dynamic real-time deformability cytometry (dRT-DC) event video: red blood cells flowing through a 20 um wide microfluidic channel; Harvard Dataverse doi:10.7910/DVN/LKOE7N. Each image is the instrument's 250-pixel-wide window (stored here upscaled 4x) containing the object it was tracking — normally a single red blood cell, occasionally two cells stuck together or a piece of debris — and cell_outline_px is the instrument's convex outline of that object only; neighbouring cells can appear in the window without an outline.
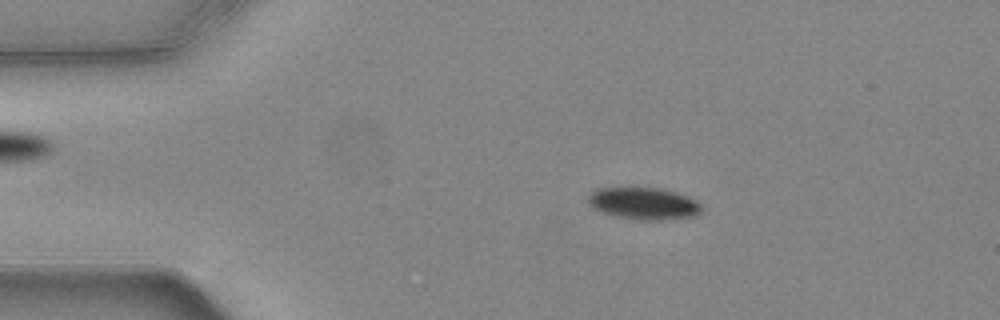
{"species": "common noctule bat (a hibernating species)", "species_latin": "Nyctalus noctula", "temperature_condition": "warm", "stored_images_in_passage": 55, "camera_frame_rate_fps": 3000, "um_per_image_px": 0.085, "animal": {"sex": "female", "body_mass_g": 24.6, "forearm_length_mm": 56.2}, "frame": {"image": 1, "passage_image": 10, "time_ms": 3.0, "image_size_px": [1000, 320], "cell_outline_px": [[700, 212], [696, 216], [664, 220], [640, 220], [616, 216], [592, 208], [588, 204], [588, 196], [596, 188], [628, 184], [664, 188], [688, 196], [696, 200], [700, 204]], "centroid_in_image_um": [54.67, 17.23], "position_along_channel_um": 30.3, "area_um2": 22.2}}
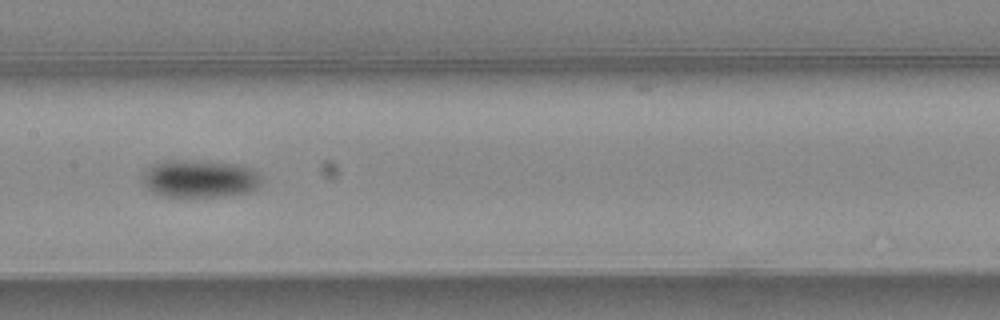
{"frame": {"image": 2, "passage_image": 27, "time_ms": 8.667, "image_size_px": [1000, 320], "cell_outline_px": [[260, 184], [252, 192], [224, 196], [164, 196], [152, 192], [140, 180], [144, 172], [148, 168], [164, 160], [192, 160], [236, 164], [252, 168], [260, 176]], "centroid_in_image_um": [16.97, 15.19], "position_along_channel_um": 190.4, "area_um2": 26.07}}
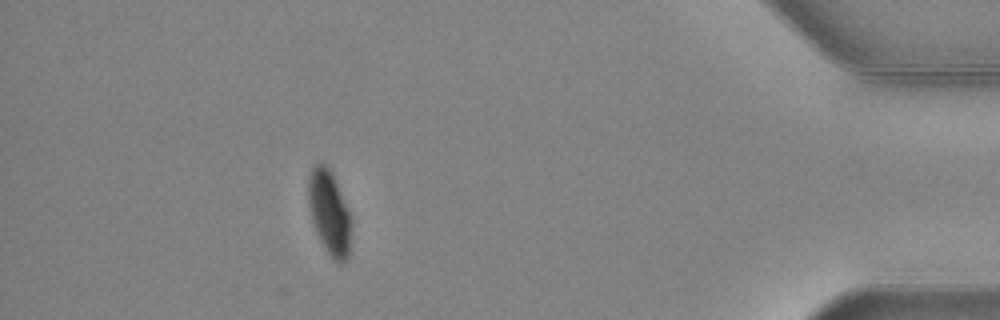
{"frame": {"image": 3, "passage_image": 49, "time_ms": 16.0, "image_size_px": [1000, 320], "cell_outline_px": [[352, 228], [348, 260], [344, 264], [340, 264], [332, 260], [320, 240], [316, 232], [312, 220], [308, 204], [308, 176], [312, 168], [316, 164], [324, 164], [328, 168], [336, 184], [352, 220]], "centroid_in_image_um": [28.0, 18.17], "position_along_channel_um": 407.2, "area_um2": 20.98}, "authors_computed_cell_mechanics": {"area_um2": 22.542, "velocity_mm_per_s": 3.7251, "shape_relaxation_time_tau1_ms": 3.0241, "shape_relaxation_time_tau2_ms": null, "deformation_change_tau1": 0.0976, "deformation_change_tau2": null}}